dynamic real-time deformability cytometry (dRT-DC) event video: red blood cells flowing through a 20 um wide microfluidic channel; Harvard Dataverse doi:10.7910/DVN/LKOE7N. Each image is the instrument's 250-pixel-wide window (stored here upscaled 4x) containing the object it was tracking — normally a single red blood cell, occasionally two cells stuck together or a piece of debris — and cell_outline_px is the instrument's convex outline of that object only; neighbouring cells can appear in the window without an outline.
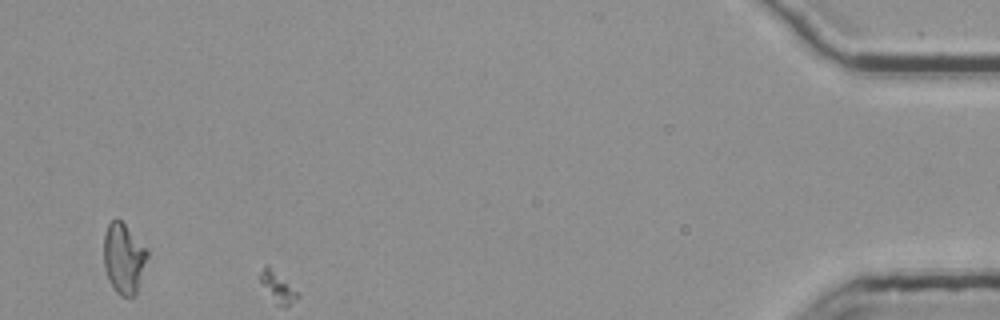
{"species": "common noctule bat (a hibernating species)", "species_latin": "Nyctalus noctula", "temperature_condition": "room temperature", "stored_images_in_passage": 51, "camera_frame_rate_fps": 3000, "um_per_image_px": 0.085, "animal": {"sex": "female", "body_mass_g": 25.1}, "frame": {"image": 1, "passage_image": 51, "time_ms": 16.667, "image_size_px": [1000, 320], "cell_outline_px": [[148, 256], [136, 296], [120, 296], [116, 292], [108, 280], [104, 268], [104, 236], [108, 224], [116, 216], [148, 248]], "centroid_in_image_um": [10.52, 21.97], "position_along_channel_um": 424.7, "area_um2": 18.09}}